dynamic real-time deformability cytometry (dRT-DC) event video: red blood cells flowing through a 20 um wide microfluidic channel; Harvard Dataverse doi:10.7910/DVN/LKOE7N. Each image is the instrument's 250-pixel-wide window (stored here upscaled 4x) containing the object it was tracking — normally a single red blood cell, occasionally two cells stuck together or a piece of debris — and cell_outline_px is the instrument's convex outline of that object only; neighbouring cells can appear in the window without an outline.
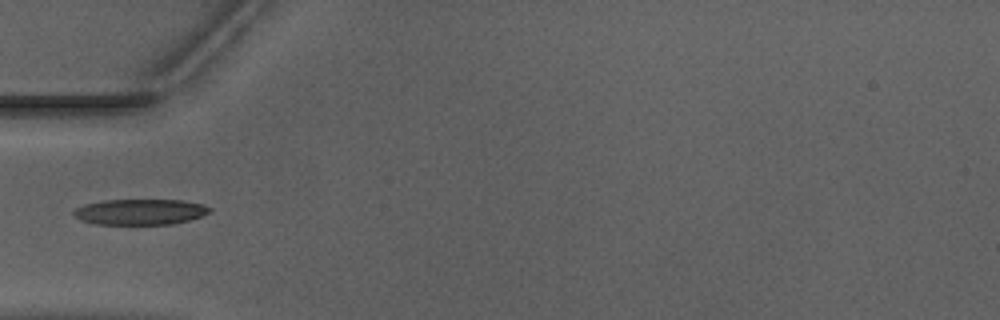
{"species": "Egyptian fruit bat (a non-hibernating species)", "species_latin": "Rousettus aegyptiacus", "temperature_condition": "warm", "stored_images_in_passage": 36, "camera_frame_rate_fps": 3000, "um_per_image_px": 0.085, "animal": {"sex": "male"}, "frame": {"image": 1, "passage_image": 1, "time_ms": 0.0, "image_size_px": [1000, 320], "cell_outline_px": [[212, 212], [188, 220], [172, 224], [96, 224], [80, 220], [72, 216], [72, 212], [76, 208], [84, 204], [104, 200], [180, 200], [204, 204], [212, 208]], "centroid_in_image_um": [11.9, 18.0], "position_along_channel_um": 73.1, "area_um2": 20.46}}
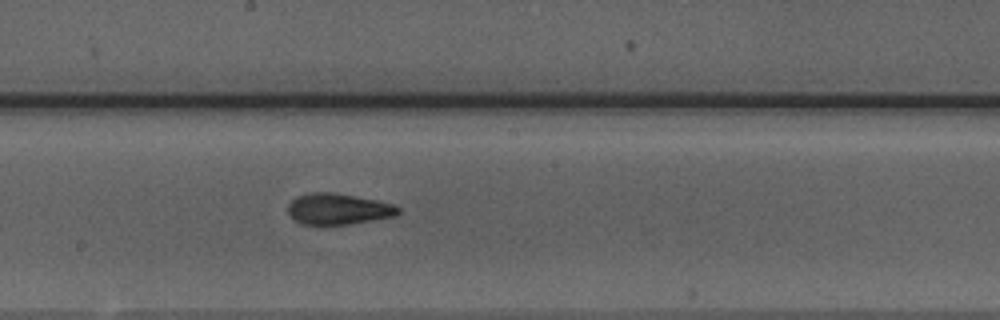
{"frame": {"image": 2, "passage_image": 12, "time_ms": 3.667, "image_size_px": [1000, 320], "cell_outline_px": [[400, 212], [396, 216], [348, 224], [300, 224], [288, 212], [288, 204], [296, 196], [308, 192], [332, 192], [376, 200], [396, 204], [400, 208]], "centroid_in_image_um": [28.76, 17.75], "position_along_channel_um": 219.4, "area_um2": 19.94}}
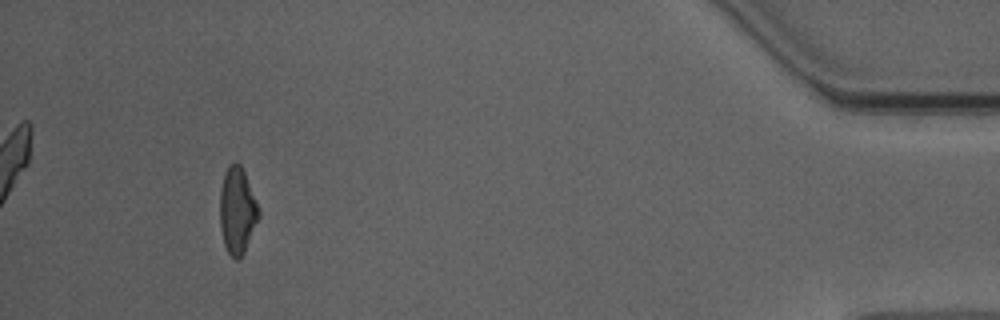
{"frame": {"image": 3, "passage_image": 32, "time_ms": 10.333, "image_size_px": [1000, 320], "cell_outline_px": [[260, 216], [244, 252], [236, 260], [228, 252], [224, 244], [220, 224], [220, 188], [224, 176], [228, 168], [232, 164], [240, 164], [244, 172], [260, 212]], "centroid_in_image_um": [20.16, 17.93], "position_along_channel_um": 415.0, "area_um2": 19.02}}